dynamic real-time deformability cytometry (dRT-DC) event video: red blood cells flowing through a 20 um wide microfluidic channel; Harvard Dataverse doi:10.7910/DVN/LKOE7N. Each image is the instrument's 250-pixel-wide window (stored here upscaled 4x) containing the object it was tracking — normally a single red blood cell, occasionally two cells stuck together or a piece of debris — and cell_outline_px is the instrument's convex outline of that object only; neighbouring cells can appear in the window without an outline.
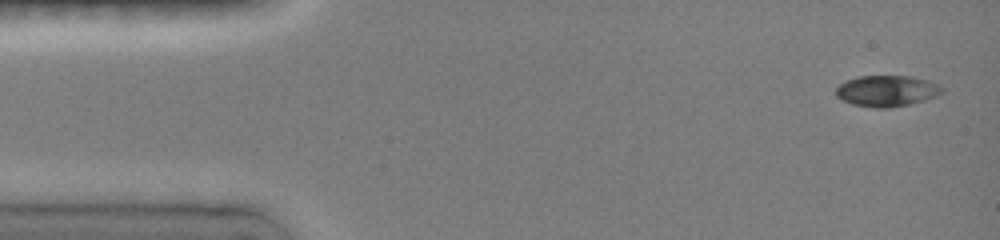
{"species": "common noctule bat (a hibernating species)", "species_latin": "Nyctalus noctula", "temperature_condition": "room temperature", "stored_images_in_passage": 37, "camera_frame_rate_fps": 3000, "um_per_image_px": 0.085, "animal": {"sex": "female", "body_mass_g": 19.0, "forearm_length_mm": 51.5}, "frame": {"image": 1, "passage_image": 1, "time_ms": 0.0, "image_size_px": [1000, 240], "cell_outline_px": [[944, 92], [924, 100], [908, 104], [888, 108], [876, 108], [852, 104], [836, 96], [836, 88], [844, 80], [860, 76], [912, 76], [928, 80], [940, 84], [944, 88]], "centroid_in_image_um": [75.39, 7.71], "position_along_channel_um": 9.6, "area_um2": 19.25}}
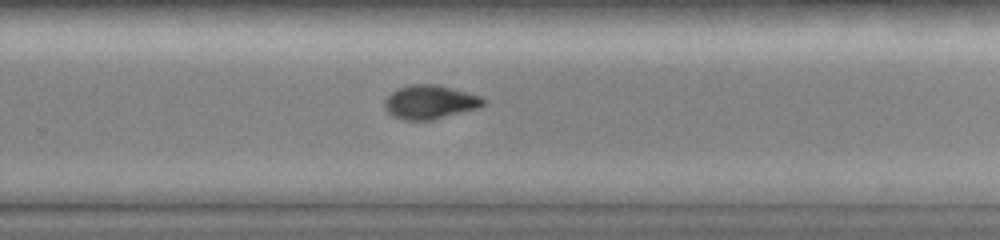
{"frame": {"image": 2, "passage_image": 20, "time_ms": 9.667, "image_size_px": [1000, 240], "cell_outline_px": [[488, 100], [484, 104], [476, 108], [432, 120], [404, 120], [392, 116], [388, 112], [384, 104], [384, 100], [392, 92], [400, 88], [412, 84], [436, 84], [480, 96]], "centroid_in_image_um": [36.53, 8.68], "position_along_channel_um": 293.3, "area_um2": 19.19}}
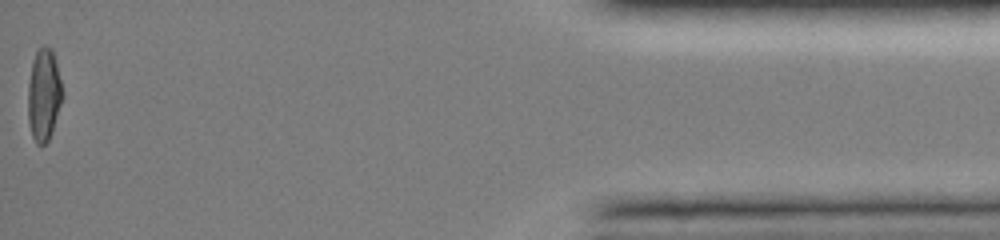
{"frame": {"image": 3, "passage_image": 37, "time_ms": 15.0, "image_size_px": [1000, 240], "cell_outline_px": [[64, 96], [52, 132], [48, 140], [44, 144], [36, 144], [32, 136], [28, 120], [28, 84], [32, 60], [36, 52], [44, 44], [52, 52], [56, 64]], "centroid_in_image_um": [3.72, 8.09], "position_along_channel_um": 431.5, "area_um2": 18.44}, "authors_computed_cell_mechanics": {"area_um2": 19.1318, "velocity_mm_per_s": 4.0828, "shape_relaxation_time_tau1_ms": 7.1434, "shape_relaxation_time_tau2_ms": 5.1832, "deformation_change_tau1": 0.1982, "deformation_change_tau2": 0.052}}